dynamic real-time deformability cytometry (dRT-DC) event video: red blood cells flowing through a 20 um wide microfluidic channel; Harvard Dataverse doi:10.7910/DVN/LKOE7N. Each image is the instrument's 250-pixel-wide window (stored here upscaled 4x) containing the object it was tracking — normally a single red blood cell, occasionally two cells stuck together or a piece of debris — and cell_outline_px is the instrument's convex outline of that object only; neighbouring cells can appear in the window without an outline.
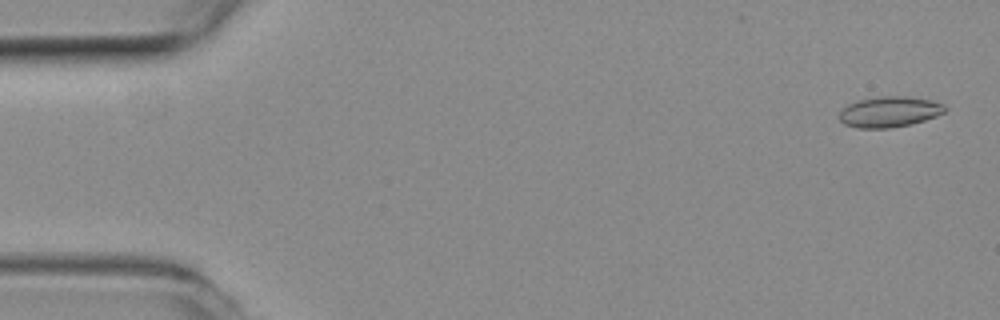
{"species": "common noctule bat (a hibernating species)", "species_latin": "Nyctalus noctula", "temperature_condition": "room temperature", "stored_images_in_passage": 11, "camera_frame_rate_fps": 3000, "um_per_image_px": 0.085, "animal": {"sex": "female", "body_mass_g": 19.3, "forearm_length_mm": 54.1}, "frame": {"image": 1, "passage_image": 2, "time_ms": 0.333, "image_size_px": [1000, 320], "cell_outline_px": [[948, 108], [944, 112], [936, 116], [912, 124], [892, 128], [856, 128], [844, 124], [840, 120], [840, 112], [848, 104], [860, 100], [876, 96], [908, 96], [932, 100], [944, 104]], "centroid_in_image_um": [75.63, 9.5], "position_along_channel_um": 9.4, "area_um2": 19.02}}